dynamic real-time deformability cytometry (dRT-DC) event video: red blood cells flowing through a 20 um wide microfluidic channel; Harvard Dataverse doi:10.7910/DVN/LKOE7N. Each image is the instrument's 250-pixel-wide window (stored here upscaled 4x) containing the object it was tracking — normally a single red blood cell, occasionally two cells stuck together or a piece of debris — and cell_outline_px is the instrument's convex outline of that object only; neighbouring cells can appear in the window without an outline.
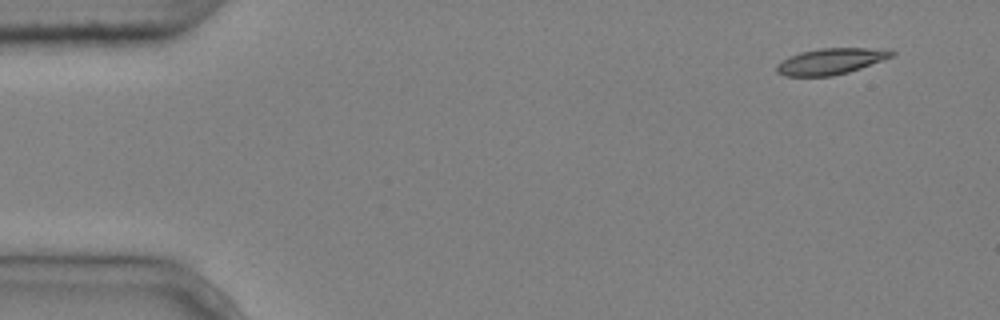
{"species": "common noctule bat (a hibernating species)", "species_latin": "Nyctalus noctula", "temperature_condition": "cold", "stored_images_in_passage": 9, "camera_frame_rate_fps": 3000, "um_per_image_px": 0.085, "animal": {"sex": "male", "body_mass_g": 20.4}, "frame": {"image": 1, "passage_image": 1, "time_ms": 0.0, "image_size_px": [1000, 320], "cell_outline_px": [[896, 52], [892, 56], [860, 68], [848, 72], [832, 76], [784, 76], [776, 72], [776, 64], [788, 56], [800, 52], [820, 48], [864, 48]], "centroid_in_image_um": [70.5, 5.22], "position_along_channel_um": 14.5, "area_um2": 17.22}}
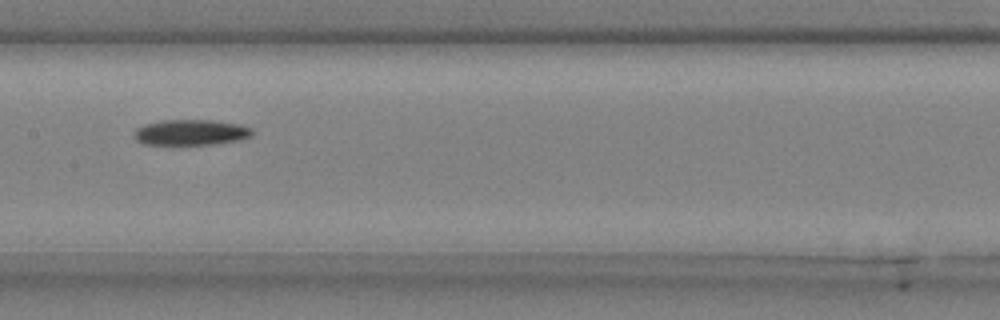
{"frame": {"image": 2, "passage_image": 7, "time_ms": 2.0, "image_size_px": [1000, 320], "cell_outline_px": [[252, 136], [240, 140], [212, 144], [144, 144], [136, 140], [136, 128], [144, 124], [160, 120], [212, 120], [240, 124], [252, 128]], "centroid_in_image_um": [16.25, 11.24], "position_along_channel_um": 191.1, "area_um2": 17.57}}
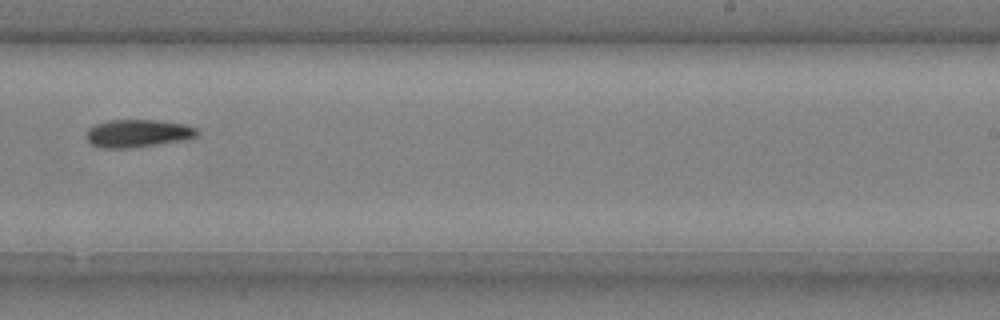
{"frame": {"image": 3, "passage_image": 9, "time_ms": 2.667, "image_size_px": [1000, 320], "cell_outline_px": [[200, 132], [196, 136], [188, 140], [136, 148], [100, 148], [92, 144], [88, 140], [88, 128], [96, 124], [108, 120], [160, 120], [184, 124], [196, 128]], "centroid_in_image_um": [11.77, 11.34], "position_along_channel_um": 277.2, "area_um2": 18.21}}